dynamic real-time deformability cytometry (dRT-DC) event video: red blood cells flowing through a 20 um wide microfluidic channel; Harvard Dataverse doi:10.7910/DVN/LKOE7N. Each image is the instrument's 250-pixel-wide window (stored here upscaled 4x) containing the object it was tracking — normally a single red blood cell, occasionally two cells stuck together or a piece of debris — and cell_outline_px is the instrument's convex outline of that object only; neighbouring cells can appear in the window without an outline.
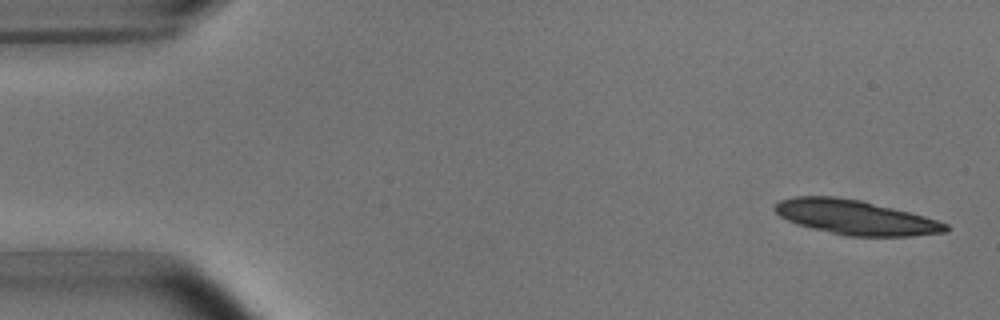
{"species": "common noctule bat (a hibernating species)", "species_latin": "Nyctalus noctula", "temperature_condition": "room temperature", "stored_images_in_passage": 5, "camera_frame_rate_fps": 3000, "um_per_image_px": 0.085, "animal": {"sex": "male", "body_mass_g": 15.6}, "frame": {"image": 1, "passage_image": 1, "time_ms": 0.0, "image_size_px": [1000, 320], "cell_outline_px": [[948, 232], [908, 236], [848, 236], [812, 228], [796, 224], [780, 216], [772, 208], [780, 200], [792, 196], [832, 196], [860, 200], [924, 216], [948, 224]], "centroid_in_image_um": [72.68, 18.47], "position_along_channel_um": 12.3, "area_um2": 34.1}}